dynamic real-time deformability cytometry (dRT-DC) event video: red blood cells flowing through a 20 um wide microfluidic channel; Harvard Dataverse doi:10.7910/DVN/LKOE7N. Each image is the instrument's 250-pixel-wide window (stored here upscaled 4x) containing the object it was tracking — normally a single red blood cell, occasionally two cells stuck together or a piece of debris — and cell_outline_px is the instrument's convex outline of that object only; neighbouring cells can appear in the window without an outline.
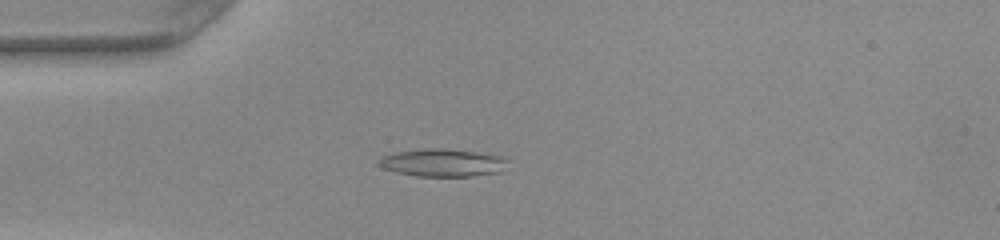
{"species": "common noctule bat (a hibernating species)", "species_latin": "Nyctalus noctula", "temperature_condition": "warm", "stored_images_in_passage": 41, "camera_frame_rate_fps": 3000, "um_per_image_px": 0.085, "animal": {"sex": "female", "body_mass_g": 22.0, "forearm_length_mm": 56.7}, "frame": {"image": 1, "passage_image": 4, "time_ms": 1.0, "image_size_px": [1000, 240], "cell_outline_px": [[508, 160], [504, 172], [472, 176], [416, 176], [396, 172], [380, 168], [376, 164], [376, 160], [380, 156], [392, 152], [424, 148], [444, 148], [476, 152], [500, 156]], "centroid_in_image_um": [37.55, 13.83], "position_along_channel_um": 47.4, "area_um2": 21.33}}
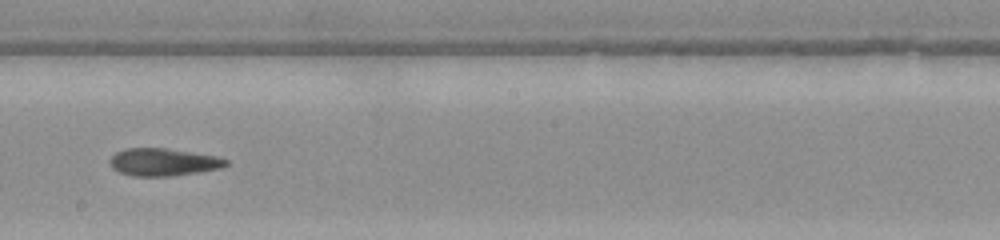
{"frame": {"image": 2, "passage_image": 19, "time_ms": 6.0, "image_size_px": [1000, 240], "cell_outline_px": [[228, 164], [220, 168], [200, 172], [172, 176], [132, 176], [120, 172], [112, 168], [108, 160], [116, 152], [124, 148], [164, 148], [216, 156], [228, 160]], "centroid_in_image_um": [13.85, 13.78], "position_along_channel_um": 234.4, "area_um2": 18.61}}
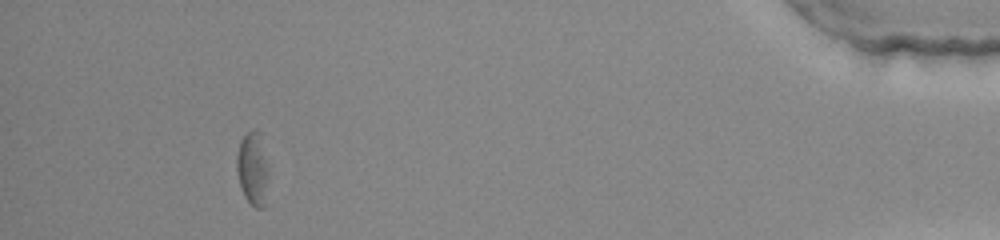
{"frame": {"image": 3, "passage_image": 37, "time_ms": 12.0, "image_size_px": [1000, 240], "cell_outline_px": [[272, 164], [264, 208], [256, 208], [244, 196], [240, 188], [236, 168], [236, 156], [240, 140], [248, 132], [256, 128], [260, 132]], "centroid_in_image_um": [21.56, 14.29], "position_along_channel_um": 413.6, "area_um2": 14.74}, "authors_computed_cell_mechanics": {"area_um2": 18.5538, "velocity_mm_per_s": 4.0392, "shape_relaxation_time_tau1_ms": 3.2961, "shape_relaxation_time_tau2_ms": null, "deformation_change_tau1": 0.1059, "deformation_change_tau2": null}}